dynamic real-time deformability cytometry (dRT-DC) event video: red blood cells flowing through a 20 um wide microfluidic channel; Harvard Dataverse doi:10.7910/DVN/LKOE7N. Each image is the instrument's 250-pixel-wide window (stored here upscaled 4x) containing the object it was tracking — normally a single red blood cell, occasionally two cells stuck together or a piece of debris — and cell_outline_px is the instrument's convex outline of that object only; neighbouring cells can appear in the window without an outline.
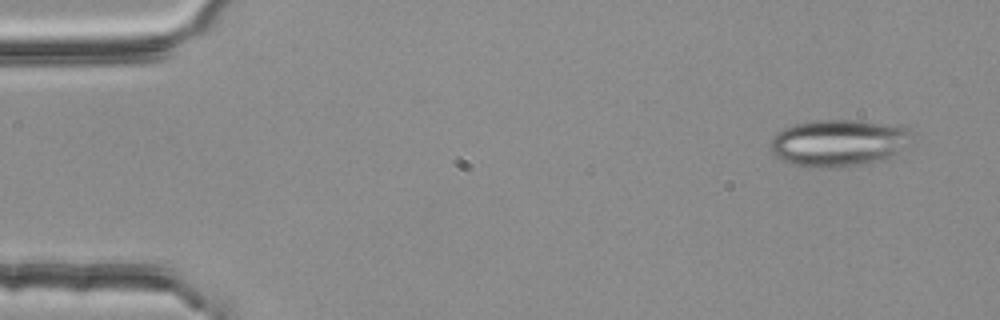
{"species": "common noctule bat (a hibernating species)", "species_latin": "Nyctalus noctula", "temperature_condition": "room temperature", "stored_images_in_passage": 3, "camera_frame_rate_fps": 3000, "um_per_image_px": 0.085, "animal": {"sex": "female", "body_mass_g": 25.1}, "frame": {"image": 1, "passage_image": 1, "time_ms": 0.0, "image_size_px": [1000, 320], "cell_outline_px": [[912, 128], [896, 156], [872, 164], [840, 168], [808, 168], [788, 164], [776, 156], [772, 152], [772, 140], [784, 128], [792, 124], [816, 120], [860, 120], [900, 124]], "centroid_in_image_um": [71.3, 12.16], "position_along_channel_um": 13.7, "area_um2": 39.3}}